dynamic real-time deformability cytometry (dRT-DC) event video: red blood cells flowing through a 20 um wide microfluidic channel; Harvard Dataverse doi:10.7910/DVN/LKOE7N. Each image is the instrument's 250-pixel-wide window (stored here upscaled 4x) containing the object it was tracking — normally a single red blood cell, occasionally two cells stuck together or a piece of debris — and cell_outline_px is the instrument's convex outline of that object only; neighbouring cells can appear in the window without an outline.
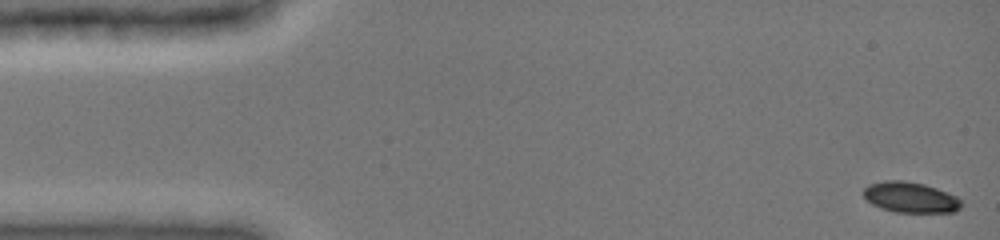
{"species": "common noctule bat (a hibernating species)", "species_latin": "Nyctalus noctula", "temperature_condition": "cold", "stored_images_in_passage": 43, "camera_frame_rate_fps": 3000, "um_per_image_px": 0.085, "animal": {"sex": "female", "body_mass_g": 19.0, "forearm_length_mm": 51.5}, "frame": {"image": 1, "passage_image": 1, "time_ms": 0.0, "image_size_px": [1000, 240], "cell_outline_px": [[960, 208], [956, 212], [896, 212], [880, 208], [872, 204], [864, 196], [864, 188], [868, 184], [884, 180], [900, 180], [924, 184], [948, 192], [956, 196], [960, 200]], "centroid_in_image_um": [77.37, 16.77], "position_along_channel_um": 7.6, "area_um2": 17.4}}
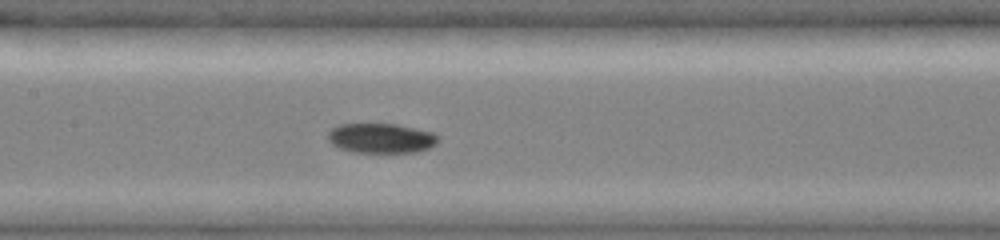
{"frame": {"image": 2, "passage_image": 18, "time_ms": 7.333, "image_size_px": [1000, 240], "cell_outline_px": [[440, 140], [436, 144], [428, 148], [416, 152], [352, 152], [340, 148], [332, 144], [328, 140], [328, 132], [336, 124], [396, 124], [432, 132], [440, 136]], "centroid_in_image_um": [32.39, 11.74], "position_along_channel_um": 175.0, "area_um2": 19.19}}
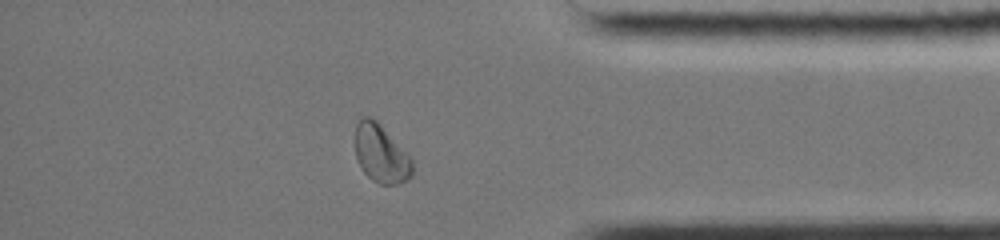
{"frame": {"image": 3, "passage_image": 37, "time_ms": 13.333, "image_size_px": [1000, 240], "cell_outline_px": [[412, 176], [408, 180], [400, 184], [380, 184], [372, 180], [360, 168], [356, 160], [352, 140], [356, 124], [364, 116], [372, 116], [412, 156]], "centroid_in_image_um": [32.35, 13.05], "position_along_channel_um": 402.8, "area_um2": 20.17}, "authors_computed_cell_mechanics": {"area_um2": 19.3052, "velocity_mm_per_s": 3.954, "shape_relaxation_time_tau1_ms": 6.1557, "shape_relaxation_time_tau2_ms": null, "deformation_change_tau1": 0.1345, "deformation_change_tau2": null}}